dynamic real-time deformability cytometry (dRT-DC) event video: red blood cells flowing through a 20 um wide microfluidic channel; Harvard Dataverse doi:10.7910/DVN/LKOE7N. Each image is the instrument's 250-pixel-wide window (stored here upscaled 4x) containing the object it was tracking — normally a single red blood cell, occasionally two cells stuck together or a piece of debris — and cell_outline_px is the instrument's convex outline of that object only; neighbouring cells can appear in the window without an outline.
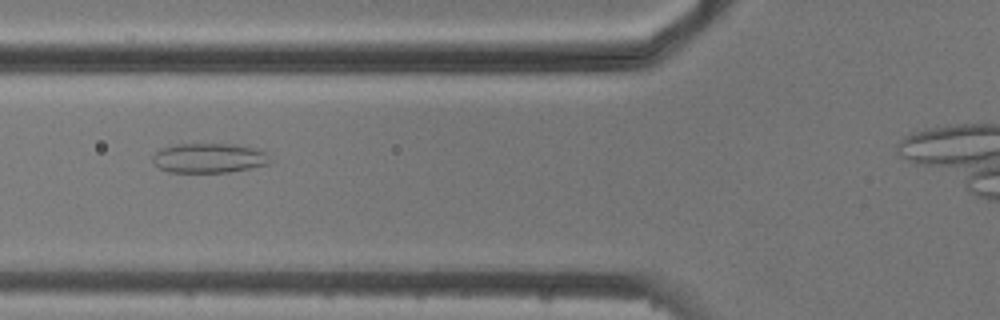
{"species": "common noctule bat (a hibernating species)", "species_latin": "Nyctalus noctula", "temperature_condition": "cold", "stored_images_in_passage": 4, "camera_frame_rate_fps": 3000, "um_per_image_px": 0.085, "animal": {"sex": "male", "body_mass_g": 20.5, "forearm_length_mm": 52.5}, "frame": {"image": 1, "passage_image": 2, "time_ms": 1.0, "image_size_px": [1000, 320], "cell_outline_px": [[272, 160], [268, 164], [228, 172], [168, 172], [160, 168], [152, 160], [152, 156], [160, 148], [176, 144], [232, 144], [256, 148], [264, 152]], "centroid_in_image_um": [17.74, 13.43], "position_along_channel_um": 108.1, "area_um2": 20.17}}
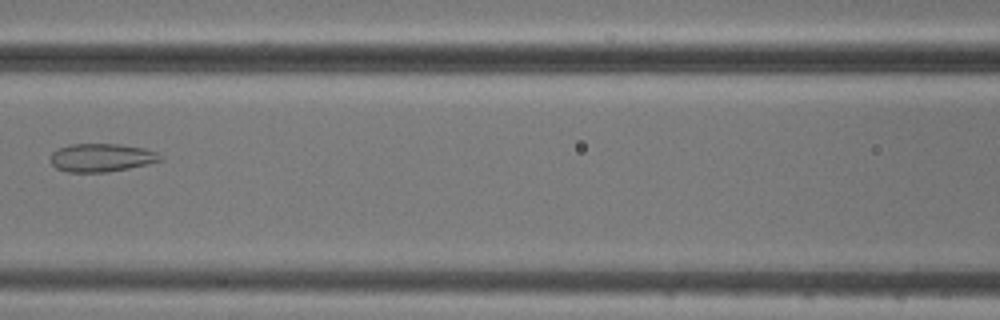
{"frame": {"image": 2, "passage_image": 3, "time_ms": 2.333, "image_size_px": [1000, 320], "cell_outline_px": [[164, 156], [160, 160], [148, 164], [128, 168], [104, 172], [68, 172], [56, 168], [52, 164], [52, 152], [68, 144], [120, 144], [144, 148], [156, 152]], "centroid_in_image_um": [8.64, 13.39], "position_along_channel_um": 158.0, "area_um2": 17.92}}
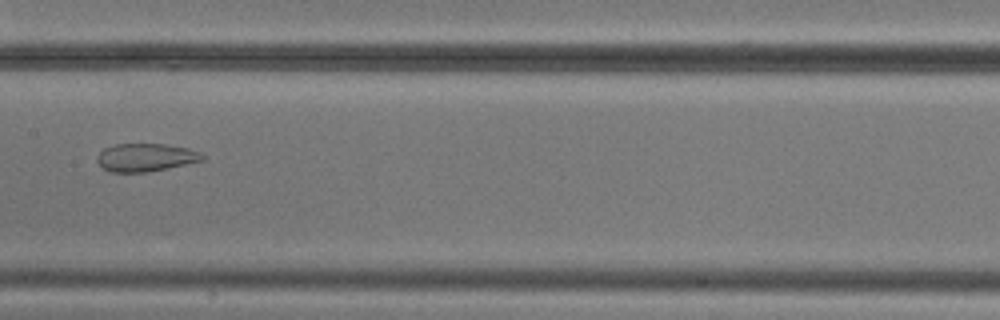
{"frame": {"image": 3, "passage_image": 4, "time_ms": 3.333, "image_size_px": [1000, 320], "cell_outline_px": [[204, 160], [148, 172], [112, 172], [104, 168], [96, 160], [96, 156], [104, 148], [116, 144], [164, 144], [188, 148], [200, 152], [204, 156]], "centroid_in_image_um": [12.37, 13.38], "position_along_channel_um": 195.0, "area_um2": 17.05}}